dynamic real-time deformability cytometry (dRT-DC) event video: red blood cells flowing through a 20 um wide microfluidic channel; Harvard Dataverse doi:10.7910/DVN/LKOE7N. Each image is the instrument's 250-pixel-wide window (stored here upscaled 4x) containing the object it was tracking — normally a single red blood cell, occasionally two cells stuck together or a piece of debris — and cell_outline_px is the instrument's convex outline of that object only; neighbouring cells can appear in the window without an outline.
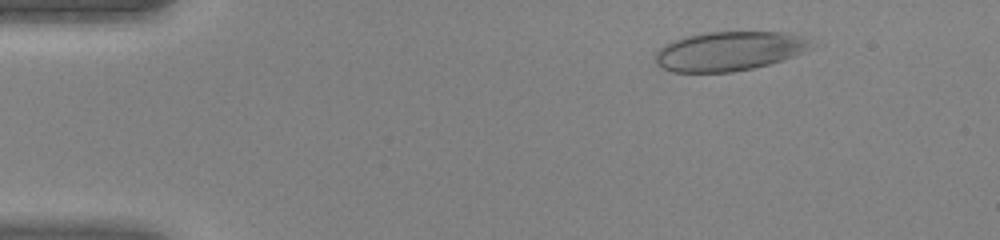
{"species": "human", "species_latin": "Homo sapiens", "temperature_condition": "warm", "stored_images_in_passage": 45, "camera_frame_rate_fps": 3000, "um_per_image_px": 0.085, "donor": {"sex": "female"}, "frame": {"image": 1, "passage_image": 6, "time_ms": 1.667, "image_size_px": [1000, 240], "cell_outline_px": [[804, 44], [792, 56], [768, 64], [752, 68], [728, 72], [676, 72], [664, 68], [656, 60], [656, 56], [668, 44], [676, 40], [688, 36], [708, 32], [776, 32], [796, 40]], "centroid_in_image_um": [61.74, 4.38], "position_along_channel_um": 23.3, "area_um2": 33.0}}
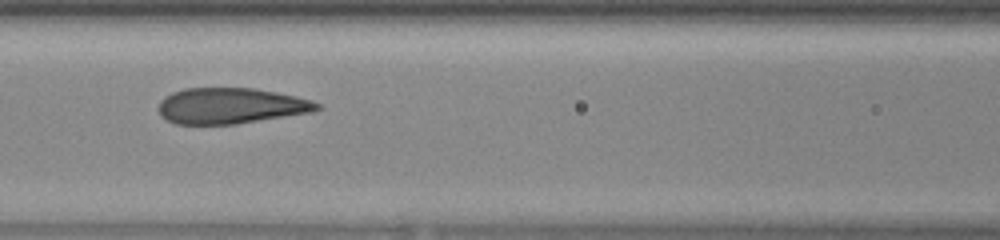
{"frame": {"image": 2, "passage_image": 20, "time_ms": 6.333, "image_size_px": [1000, 240], "cell_outline_px": [[320, 108], [308, 112], [236, 124], [176, 124], [160, 116], [160, 100], [172, 92], [184, 88], [252, 88], [292, 96], [308, 100], [320, 104]], "centroid_in_image_um": [19.52, 8.99], "position_along_channel_um": 147.1, "area_um2": 32.43}}
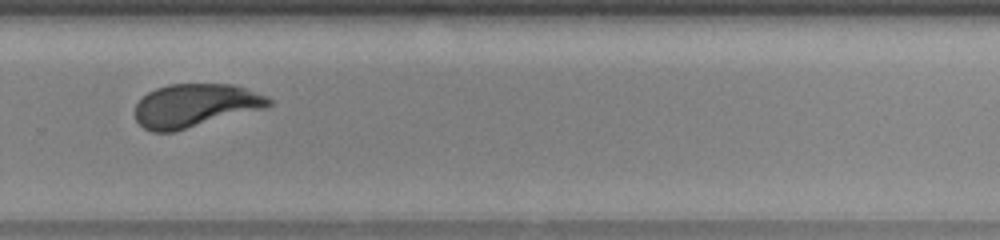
{"frame": {"image": 3, "passage_image": 31, "time_ms": 10.0, "image_size_px": [1000, 240], "cell_outline_px": [[272, 104], [268, 108], [176, 132], [152, 132], [144, 128], [136, 120], [136, 104], [148, 92], [156, 88], [168, 84], [232, 84], [244, 88], [264, 96], [272, 100]], "centroid_in_image_um": [16.6, 8.99], "position_along_channel_um": 313.2, "area_um2": 33.99}}